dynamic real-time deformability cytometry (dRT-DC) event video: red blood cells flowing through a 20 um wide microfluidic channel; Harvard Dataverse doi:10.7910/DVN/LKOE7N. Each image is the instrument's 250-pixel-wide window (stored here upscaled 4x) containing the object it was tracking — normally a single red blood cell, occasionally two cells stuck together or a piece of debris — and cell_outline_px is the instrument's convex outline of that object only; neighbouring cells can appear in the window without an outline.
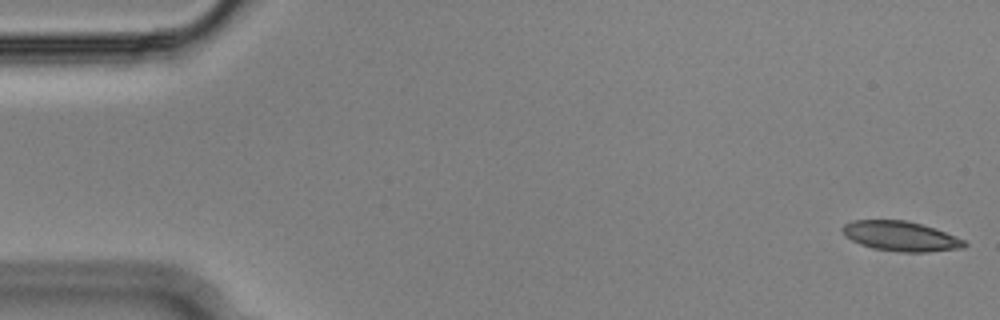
{"species": "Egyptian fruit bat (a non-hibernating species)", "species_latin": "Rousettus aegyptiacus", "temperature_condition": "cold", "stored_images_in_passage": 55, "camera_frame_rate_fps": 3000, "um_per_image_px": 0.085, "animal": {"sex": "male"}, "frame": {"image": 1, "passage_image": 1, "time_ms": 0.0, "image_size_px": [1000, 320], "cell_outline_px": [[968, 244], [964, 248], [928, 252], [900, 252], [872, 248], [860, 244], [844, 236], [840, 228], [844, 224], [852, 220], [904, 220], [936, 228], [964, 240]], "centroid_in_image_um": [76.54, 20.08], "position_along_channel_um": 8.5, "area_um2": 21.33}}
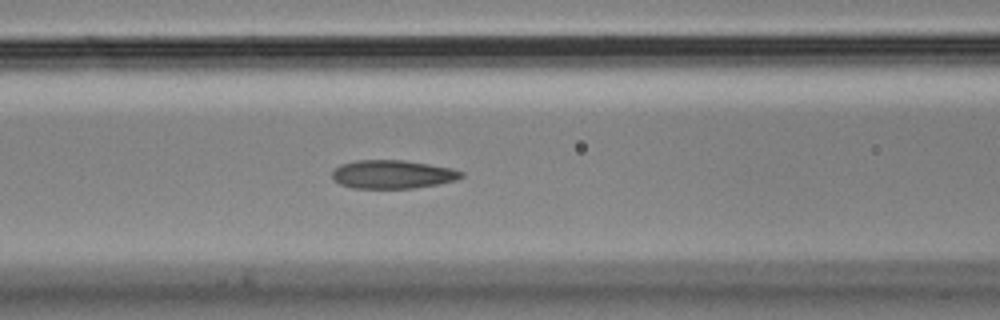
{"frame": {"image": 2, "passage_image": 22, "time_ms": 7.0, "image_size_px": [1000, 320], "cell_outline_px": [[464, 176], [456, 180], [440, 184], [412, 188], [352, 188], [340, 184], [332, 180], [332, 172], [340, 164], [356, 160], [404, 160], [452, 168], [464, 172]], "centroid_in_image_um": [33.37, 14.82], "position_along_channel_um": 133.2, "area_um2": 21.56}}
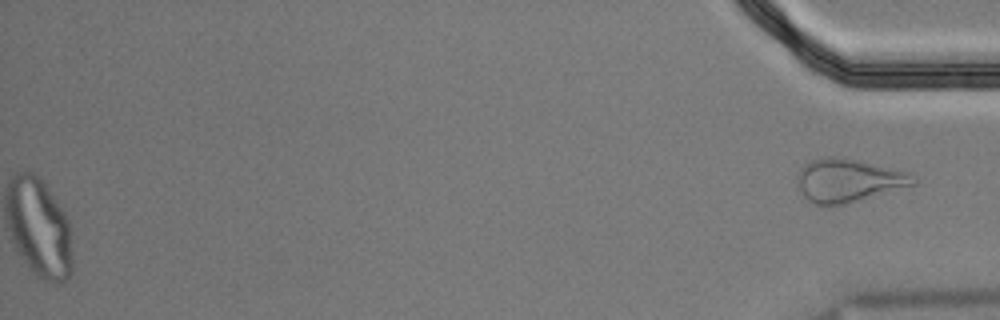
{"frame": {"image": 3, "passage_image": 55, "time_ms": 18.0, "image_size_px": [1000, 320], "cell_outline_px": [[916, 184], [844, 204], [816, 204], [808, 200], [800, 192], [796, 176], [800, 168], [808, 160], [820, 156], [840, 156], [860, 160], [912, 172], [916, 176]], "centroid_in_image_um": [72.11, 15.28], "position_along_channel_um": 363.1, "area_um2": 29.59}}